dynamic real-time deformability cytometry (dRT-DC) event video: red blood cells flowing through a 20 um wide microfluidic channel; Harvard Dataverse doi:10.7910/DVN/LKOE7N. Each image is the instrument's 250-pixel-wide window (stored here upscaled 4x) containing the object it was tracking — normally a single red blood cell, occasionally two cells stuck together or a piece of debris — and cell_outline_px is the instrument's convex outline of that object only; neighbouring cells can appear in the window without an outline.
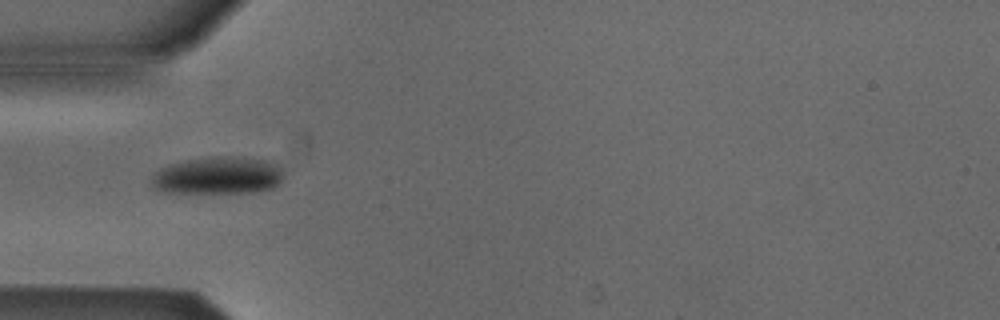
{"species": "Egyptian fruit bat (a non-hibernating species)", "species_latin": "Rousettus aegyptiacus", "temperature_condition": "cold", "stored_images_in_passage": 37, "camera_frame_rate_fps": 3000, "um_per_image_px": 0.085, "animal": {"sex": "male"}, "frame": {"image": 1, "passage_image": 1, "time_ms": 0.0, "image_size_px": [1000, 320], "cell_outline_px": [[280, 184], [272, 188], [256, 192], [164, 192], [156, 188], [152, 184], [152, 172], [168, 164], [184, 160], [208, 156], [240, 156], [264, 160], [280, 168]], "centroid_in_image_um": [18.46, 14.9], "position_along_channel_um": 66.5, "area_um2": 28.73}}
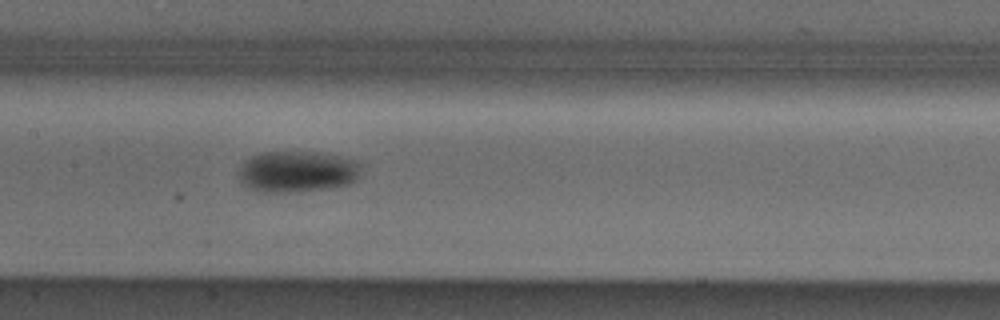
{"frame": {"image": 2, "passage_image": 10, "time_ms": 3.0, "image_size_px": [1000, 320], "cell_outline_px": [[360, 164], [356, 180], [348, 184], [300, 192], [264, 192], [248, 188], [240, 180], [240, 168], [252, 156], [264, 152], [312, 152], [336, 156], [356, 160]], "centroid_in_image_um": [25.26, 14.59], "position_along_channel_um": 182.1, "area_um2": 28.9}}
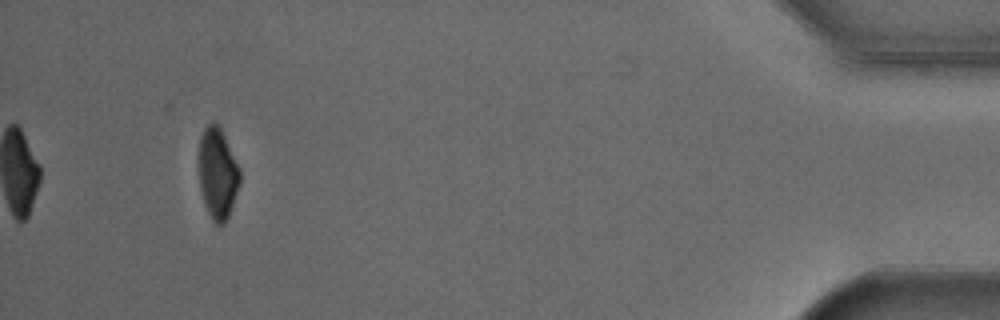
{"frame": {"image": 3, "passage_image": 34, "time_ms": 11.0, "image_size_px": [1000, 320], "cell_outline_px": [[240, 180], [228, 216], [224, 224], [216, 224], [212, 220], [204, 204], [200, 188], [200, 136], [204, 128], [212, 120], [216, 120], [240, 168]], "centroid_in_image_um": [18.49, 14.71], "position_along_channel_um": 416.7, "area_um2": 21.39}, "authors_computed_cell_mechanics": {"area_um2": 27.3394, "velocity_mm_per_s": 3.8642, "shape_relaxation_time_tau1_ms": 3.804, "shape_relaxation_time_tau2_ms": null, "deformation_change_tau1": 0.0878, "deformation_change_tau2": null}}